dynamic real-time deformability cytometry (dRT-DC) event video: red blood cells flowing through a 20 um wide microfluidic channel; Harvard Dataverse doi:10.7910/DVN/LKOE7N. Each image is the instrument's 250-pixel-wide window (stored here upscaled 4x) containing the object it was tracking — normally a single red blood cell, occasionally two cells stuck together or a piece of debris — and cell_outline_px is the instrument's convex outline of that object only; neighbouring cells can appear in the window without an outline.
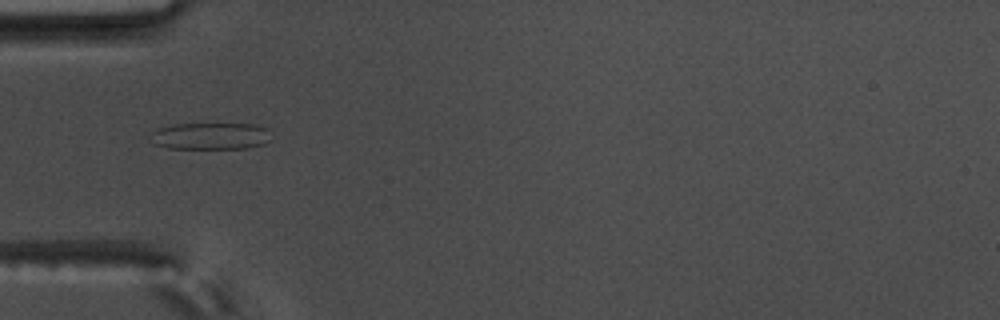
{"species": "common noctule bat (a hibernating species)", "species_latin": "Nyctalus noctula", "temperature_condition": "warm", "stored_images_in_passage": 41, "camera_frame_rate_fps": 3000, "um_per_image_px": 0.085, "animal": {"sex": "male", "body_mass_g": 17.5, "forearm_length_mm": 52.3}, "frame": {"image": 1, "passage_image": 3, "time_ms": 0.667, "image_size_px": [1000, 320], "cell_outline_px": [[272, 140], [264, 144], [248, 148], [168, 148], [152, 144], [148, 136], [156, 128], [172, 124], [256, 124], [268, 128]], "centroid_in_image_um": [17.88, 11.56], "position_along_channel_um": 67.1, "area_um2": 19.31}}
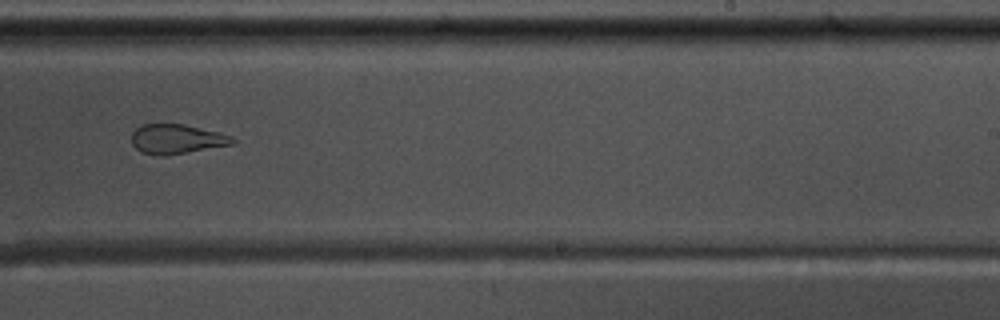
{"frame": {"image": 2, "passage_image": 20, "time_ms": 6.333, "image_size_px": [1000, 320], "cell_outline_px": [[236, 140], [232, 144], [164, 156], [160, 156], [140, 152], [132, 144], [132, 132], [136, 128], [144, 124], [184, 124], [220, 132], [232, 136]], "centroid_in_image_um": [15.0, 11.81], "position_along_channel_um": 274.0, "area_um2": 17.34}}
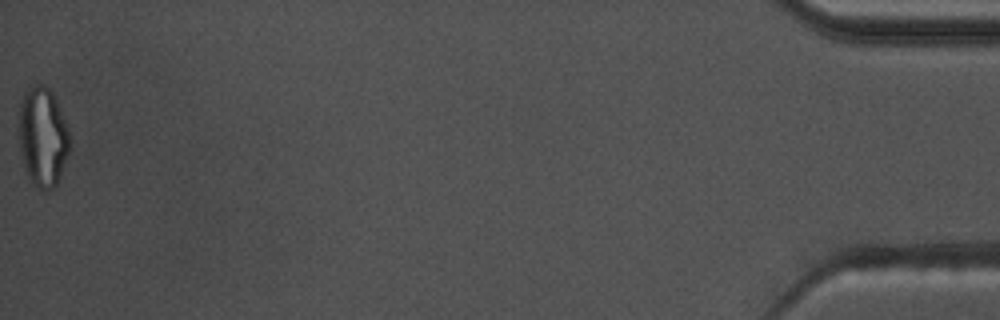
{"frame": {"image": 3, "passage_image": 41, "time_ms": 13.333, "image_size_px": [1000, 320], "cell_outline_px": [[68, 152], [56, 184], [48, 192], [44, 192], [36, 188], [28, 176], [24, 168], [20, 148], [20, 100], [24, 92], [28, 88], [36, 84], [44, 84], [56, 96], [68, 128]], "centroid_in_image_um": [3.62, 11.61], "position_along_channel_um": 431.6, "area_um2": 29.3}, "authors_computed_cell_mechanics": {"area_um2": 19.7676, "velocity_mm_per_s": 3.6655, "shape_relaxation_time_tau1_ms": null, "shape_relaxation_time_tau2_ms": 1.5148, "deformation_change_tau1": null, "deformation_change_tau2": 0.0882}}